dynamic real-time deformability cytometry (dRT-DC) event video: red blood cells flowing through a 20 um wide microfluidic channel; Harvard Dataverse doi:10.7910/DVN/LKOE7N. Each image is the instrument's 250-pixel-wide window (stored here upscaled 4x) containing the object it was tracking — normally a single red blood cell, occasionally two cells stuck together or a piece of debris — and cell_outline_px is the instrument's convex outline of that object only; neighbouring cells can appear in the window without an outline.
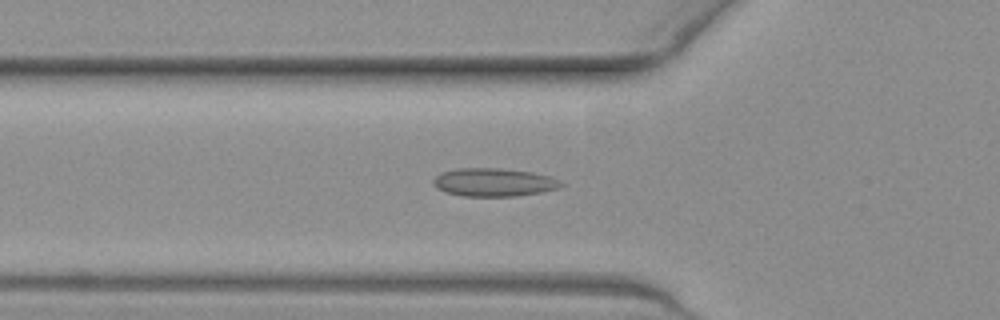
{"species": "common noctule bat (a hibernating species)", "species_latin": "Nyctalus noctula", "temperature_condition": "warm", "stored_images_in_passage": 48, "camera_frame_rate_fps": 3000, "um_per_image_px": 0.085, "animal": {"sex": "female", "body_mass_g": 19.3, "forearm_length_mm": 54.1}, "frame": {"image": 1, "passage_image": 18, "time_ms": 5.667, "image_size_px": [1000, 320], "cell_outline_px": [[564, 184], [560, 188], [540, 192], [516, 196], [464, 196], [448, 192], [440, 188], [432, 180], [440, 172], [456, 168], [500, 168], [532, 172], [548, 176], [560, 180]], "centroid_in_image_um": [42.01, 15.48], "position_along_channel_um": 83.8, "area_um2": 20.81}}
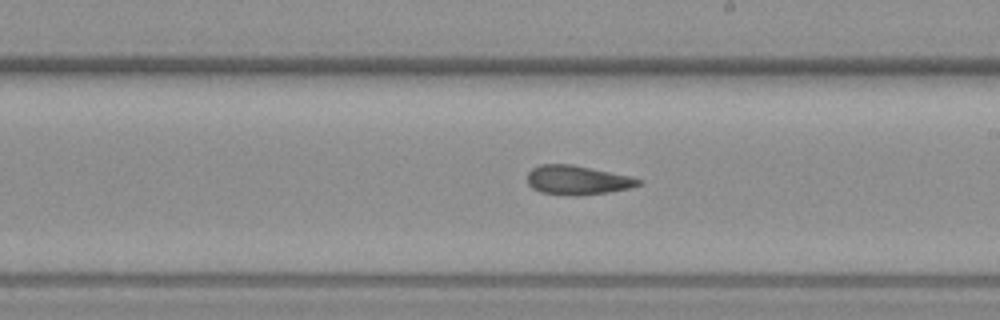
{"frame": {"image": 2, "passage_image": 30, "time_ms": 9.667, "image_size_px": [1000, 320], "cell_outline_px": [[644, 180], [640, 184], [628, 188], [608, 192], [576, 196], [540, 192], [532, 188], [528, 184], [528, 172], [532, 168], [540, 164], [572, 164], [632, 176]], "centroid_in_image_um": [49.08, 15.3], "position_along_channel_um": 239.9, "area_um2": 18.96}}
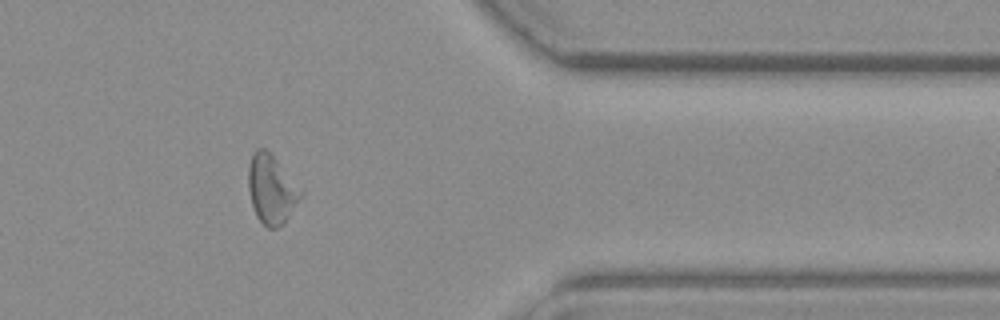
{"frame": {"image": 3, "passage_image": 43, "time_ms": 14.0, "image_size_px": [1000, 320], "cell_outline_px": [[304, 192], [288, 216], [276, 228], [268, 228], [256, 216], [252, 204], [248, 188], [248, 168], [252, 156], [256, 148], [264, 148], [276, 160]], "centroid_in_image_um": [23.05, 16.08], "position_along_channel_um": 388.3, "area_um2": 20.4}, "authors_computed_cell_mechanics": {"area_um2": 20.3167, "velocity_mm_per_s": 3.8923, "shape_relaxation_time_tau1_ms": null, "shape_relaxation_time_tau2_ms": 4.6298, "deformation_change_tau1": null, "deformation_change_tau2": 0.1014}}